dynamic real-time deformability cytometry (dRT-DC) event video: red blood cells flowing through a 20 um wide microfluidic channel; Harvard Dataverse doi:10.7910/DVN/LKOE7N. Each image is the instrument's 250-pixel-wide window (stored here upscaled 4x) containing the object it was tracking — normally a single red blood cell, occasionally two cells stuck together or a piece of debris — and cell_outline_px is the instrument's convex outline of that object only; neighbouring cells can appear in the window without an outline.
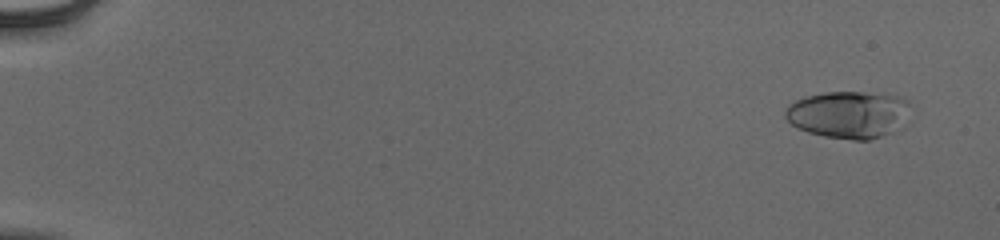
{"species": "human", "species_latin": "Homo sapiens", "temperature_condition": "cold", "stored_images_in_passage": 55, "camera_frame_rate_fps": 3000, "um_per_image_px": 0.085, "donor": {"sex": "male"}, "frame": {"image": 1, "passage_image": 4, "time_ms": 1.0, "image_size_px": [1000, 240], "cell_outline_px": [[908, 124], [904, 128], [868, 140], [852, 140], [824, 136], [808, 132], [796, 128], [784, 116], [784, 108], [788, 104], [796, 100], [808, 96], [824, 92], [860, 92], [900, 96], [908, 100]], "centroid_in_image_um": [72.15, 9.75], "position_along_channel_um": 12.8, "area_um2": 34.85}}
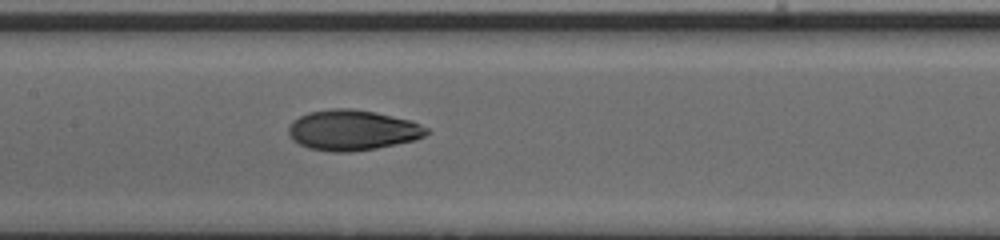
{"frame": {"image": 2, "passage_image": 30, "time_ms": 9.667, "image_size_px": [1000, 240], "cell_outline_px": [[428, 132], [424, 136], [416, 140], [376, 148], [352, 152], [332, 152], [308, 148], [292, 140], [288, 132], [288, 128], [292, 120], [308, 112], [332, 108], [352, 108], [376, 112], [412, 120], [428, 128]], "centroid_in_image_um": [29.95, 11.06], "position_along_channel_um": 177.4, "area_um2": 32.77}}
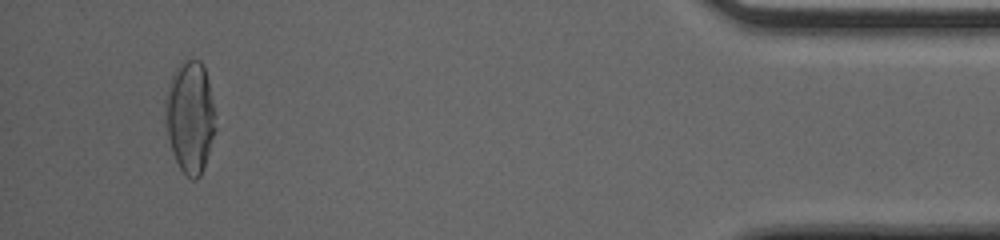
{"frame": {"image": 3, "passage_image": 53, "time_ms": 17.333, "image_size_px": [1000, 240], "cell_outline_px": [[216, 128], [200, 176], [196, 180], [192, 180], [180, 168], [172, 152], [164, 124], [164, 100], [172, 72], [180, 60], [184, 56], [200, 60], [204, 64], [208, 80], [216, 116]], "centroid_in_image_um": [16.13, 9.84], "position_along_channel_um": 419.1, "area_um2": 33.52}, "authors_computed_cell_mechanics": {"area_um2": 31.6166, "velocity_mm_per_s": 3.9215, "shape_relaxation_time_tau1_ms": 6.2017, "shape_relaxation_time_tau2_ms": 1.2849, "deformation_change_tau1": 0.2398, "deformation_change_tau2": 0.055}}